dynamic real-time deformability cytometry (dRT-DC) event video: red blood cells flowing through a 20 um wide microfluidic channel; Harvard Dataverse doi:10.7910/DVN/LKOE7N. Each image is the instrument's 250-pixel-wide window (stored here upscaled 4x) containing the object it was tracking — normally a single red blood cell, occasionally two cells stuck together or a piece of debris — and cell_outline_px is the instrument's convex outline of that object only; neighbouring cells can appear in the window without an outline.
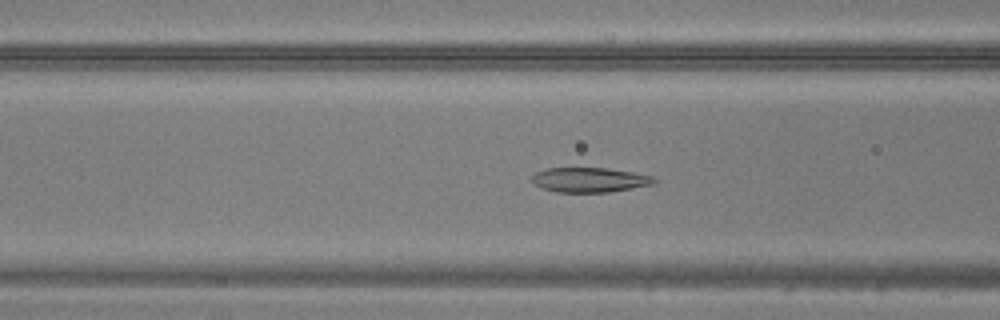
{"species": "common noctule bat (a hibernating species)", "species_latin": "Nyctalus noctula", "temperature_condition": "warm", "stored_images_in_passage": 50, "camera_frame_rate_fps": 3000, "um_per_image_px": 0.085, "animal": {"sex": "male", "body_mass_g": 20.5, "forearm_length_mm": 52.5}, "frame": {"image": 1, "passage_image": 20, "time_ms": 6.333, "image_size_px": [1000, 320], "cell_outline_px": [[660, 180], [652, 184], [632, 188], [608, 192], [556, 192], [540, 188], [532, 184], [532, 176], [536, 172], [548, 168], [608, 168], [632, 172], [652, 176]], "centroid_in_image_um": [50.09, 15.29], "position_along_channel_um": 116.5, "area_um2": 17.69}}
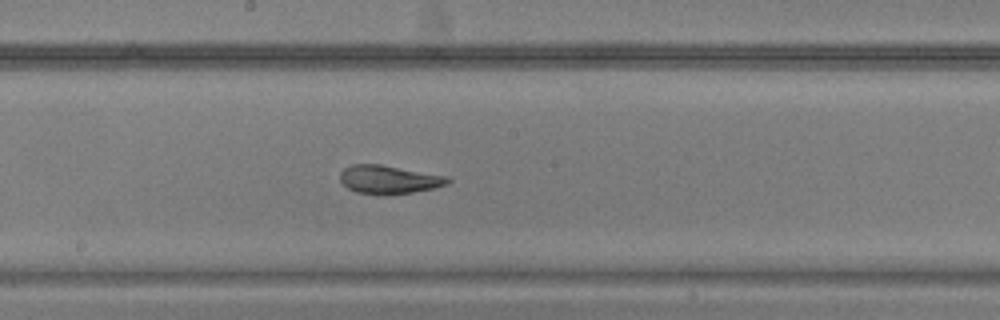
{"frame": {"image": 2, "passage_image": 27, "time_ms": 8.667, "image_size_px": [1000, 320], "cell_outline_px": [[452, 180], [448, 184], [436, 188], [412, 192], [384, 196], [356, 192], [348, 188], [340, 180], [340, 172], [344, 168], [352, 164], [380, 164], [448, 176]], "centroid_in_image_um": [33.08, 15.27], "position_along_channel_um": 215.1, "area_um2": 18.09}}
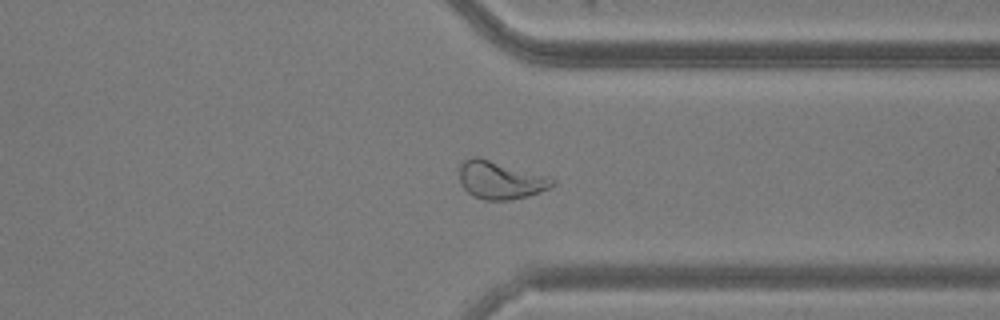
{"frame": {"image": 3, "passage_image": 38, "time_ms": 12.333, "image_size_px": [1000, 320], "cell_outline_px": [[556, 184], [548, 188], [528, 196], [508, 200], [484, 200], [472, 196], [460, 184], [460, 164], [464, 160], [472, 156], [480, 156], [552, 176], [556, 180]], "centroid_in_image_um": [42.56, 15.28], "position_along_channel_um": 368.8, "area_um2": 21.1}}